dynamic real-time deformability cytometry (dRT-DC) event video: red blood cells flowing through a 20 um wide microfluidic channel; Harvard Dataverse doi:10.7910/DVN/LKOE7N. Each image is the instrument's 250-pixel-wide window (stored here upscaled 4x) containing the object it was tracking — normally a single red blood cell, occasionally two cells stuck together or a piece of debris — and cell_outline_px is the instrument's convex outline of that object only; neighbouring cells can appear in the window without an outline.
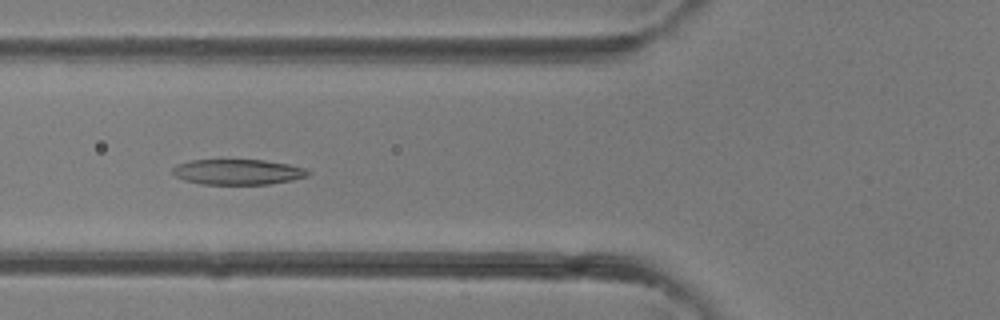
{"species": "common noctule bat (a hibernating species)", "species_latin": "Nyctalus noctula", "temperature_condition": "room temperature", "stored_images_in_passage": 40, "camera_frame_rate_fps": 3000, "um_per_image_px": 0.085, "animal": {"sex": "female"}, "frame": {"image": 1, "passage_image": 15, "time_ms": 4.667, "image_size_px": [1000, 320], "cell_outline_px": [[312, 172], [308, 176], [292, 180], [268, 184], [200, 184], [184, 180], [176, 176], [172, 172], [172, 168], [176, 164], [192, 160], [264, 160], [288, 164], [304, 168]], "centroid_in_image_um": [20.21, 14.61], "position_along_channel_um": 105.6, "area_um2": 20.06}}
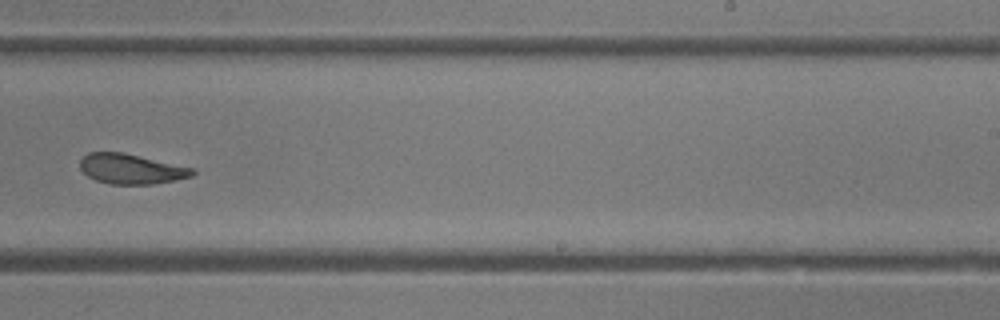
{"frame": {"image": 2, "passage_image": 25, "time_ms": 8.0, "image_size_px": [1000, 320], "cell_outline_px": [[196, 172], [192, 176], [152, 184], [108, 184], [96, 180], [88, 176], [80, 168], [80, 160], [88, 152], [124, 152], [196, 168]], "centroid_in_image_um": [11.16, 14.34], "position_along_channel_um": 277.8, "area_um2": 19.77}}
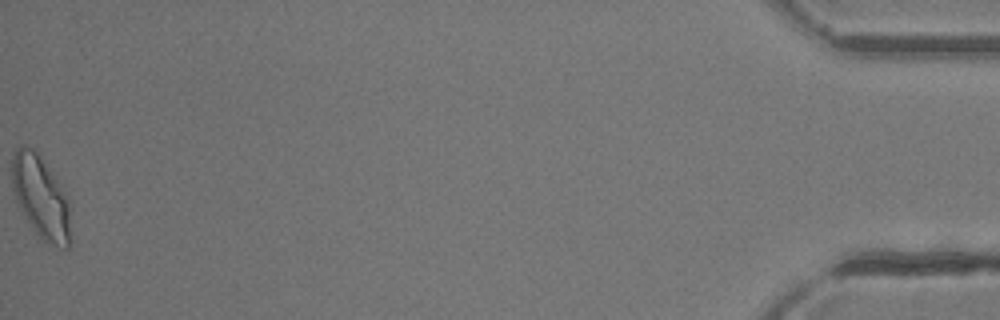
{"frame": {"image": 3, "passage_image": 40, "time_ms": 13.0, "image_size_px": [1000, 320], "cell_outline_px": [[72, 240], [68, 248], [60, 248], [44, 240], [36, 232], [16, 204], [12, 188], [12, 156], [16, 148], [20, 144], [28, 144], [40, 156], [60, 184], [68, 196], [72, 208]], "centroid_in_image_um": [3.52, 16.78], "position_along_channel_um": 431.7, "area_um2": 29.07}}